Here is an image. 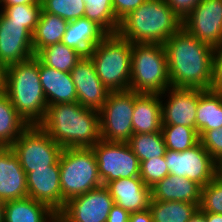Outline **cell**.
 I'll return each mask as SVG.
<instances>
[{
  "label": "cell",
  "instance_id": "cell-1",
  "mask_svg": "<svg viewBox=\"0 0 222 222\" xmlns=\"http://www.w3.org/2000/svg\"><path fill=\"white\" fill-rule=\"evenodd\" d=\"M171 87L211 88L214 48L181 27L165 43Z\"/></svg>",
  "mask_w": 222,
  "mask_h": 222
},
{
  "label": "cell",
  "instance_id": "cell-2",
  "mask_svg": "<svg viewBox=\"0 0 222 222\" xmlns=\"http://www.w3.org/2000/svg\"><path fill=\"white\" fill-rule=\"evenodd\" d=\"M38 126L62 148L92 147L101 140L99 111L78 102L48 105Z\"/></svg>",
  "mask_w": 222,
  "mask_h": 222
},
{
  "label": "cell",
  "instance_id": "cell-3",
  "mask_svg": "<svg viewBox=\"0 0 222 222\" xmlns=\"http://www.w3.org/2000/svg\"><path fill=\"white\" fill-rule=\"evenodd\" d=\"M2 89L29 126L43 120L48 104L40 82L39 60L35 56L5 68Z\"/></svg>",
  "mask_w": 222,
  "mask_h": 222
},
{
  "label": "cell",
  "instance_id": "cell-4",
  "mask_svg": "<svg viewBox=\"0 0 222 222\" xmlns=\"http://www.w3.org/2000/svg\"><path fill=\"white\" fill-rule=\"evenodd\" d=\"M181 27L165 0H146L120 21L117 33L131 43L164 44Z\"/></svg>",
  "mask_w": 222,
  "mask_h": 222
},
{
  "label": "cell",
  "instance_id": "cell-5",
  "mask_svg": "<svg viewBox=\"0 0 222 222\" xmlns=\"http://www.w3.org/2000/svg\"><path fill=\"white\" fill-rule=\"evenodd\" d=\"M132 43L107 34L89 53L101 82L112 91L130 89Z\"/></svg>",
  "mask_w": 222,
  "mask_h": 222
},
{
  "label": "cell",
  "instance_id": "cell-6",
  "mask_svg": "<svg viewBox=\"0 0 222 222\" xmlns=\"http://www.w3.org/2000/svg\"><path fill=\"white\" fill-rule=\"evenodd\" d=\"M171 87L164 44L132 43L130 90L166 94Z\"/></svg>",
  "mask_w": 222,
  "mask_h": 222
},
{
  "label": "cell",
  "instance_id": "cell-7",
  "mask_svg": "<svg viewBox=\"0 0 222 222\" xmlns=\"http://www.w3.org/2000/svg\"><path fill=\"white\" fill-rule=\"evenodd\" d=\"M59 167L62 209L68 200L103 185L92 147L63 148Z\"/></svg>",
  "mask_w": 222,
  "mask_h": 222
},
{
  "label": "cell",
  "instance_id": "cell-8",
  "mask_svg": "<svg viewBox=\"0 0 222 222\" xmlns=\"http://www.w3.org/2000/svg\"><path fill=\"white\" fill-rule=\"evenodd\" d=\"M134 90L112 91L99 110L101 140L127 143L133 135Z\"/></svg>",
  "mask_w": 222,
  "mask_h": 222
},
{
  "label": "cell",
  "instance_id": "cell-9",
  "mask_svg": "<svg viewBox=\"0 0 222 222\" xmlns=\"http://www.w3.org/2000/svg\"><path fill=\"white\" fill-rule=\"evenodd\" d=\"M10 147L26 174L55 164L63 150L38 125L29 126Z\"/></svg>",
  "mask_w": 222,
  "mask_h": 222
},
{
  "label": "cell",
  "instance_id": "cell-10",
  "mask_svg": "<svg viewBox=\"0 0 222 222\" xmlns=\"http://www.w3.org/2000/svg\"><path fill=\"white\" fill-rule=\"evenodd\" d=\"M103 185L129 177H140V161L128 143L100 140L92 146Z\"/></svg>",
  "mask_w": 222,
  "mask_h": 222
},
{
  "label": "cell",
  "instance_id": "cell-11",
  "mask_svg": "<svg viewBox=\"0 0 222 222\" xmlns=\"http://www.w3.org/2000/svg\"><path fill=\"white\" fill-rule=\"evenodd\" d=\"M164 158L169 174L185 177L202 188L217 176V162L200 141L185 151L166 150Z\"/></svg>",
  "mask_w": 222,
  "mask_h": 222
},
{
  "label": "cell",
  "instance_id": "cell-12",
  "mask_svg": "<svg viewBox=\"0 0 222 222\" xmlns=\"http://www.w3.org/2000/svg\"><path fill=\"white\" fill-rule=\"evenodd\" d=\"M182 27L215 48L222 43V0H201L182 20Z\"/></svg>",
  "mask_w": 222,
  "mask_h": 222
},
{
  "label": "cell",
  "instance_id": "cell-13",
  "mask_svg": "<svg viewBox=\"0 0 222 222\" xmlns=\"http://www.w3.org/2000/svg\"><path fill=\"white\" fill-rule=\"evenodd\" d=\"M33 56L32 33L22 24L12 23L0 11V67L4 70Z\"/></svg>",
  "mask_w": 222,
  "mask_h": 222
},
{
  "label": "cell",
  "instance_id": "cell-14",
  "mask_svg": "<svg viewBox=\"0 0 222 222\" xmlns=\"http://www.w3.org/2000/svg\"><path fill=\"white\" fill-rule=\"evenodd\" d=\"M114 200L102 185L68 200L62 211L75 222H106Z\"/></svg>",
  "mask_w": 222,
  "mask_h": 222
},
{
  "label": "cell",
  "instance_id": "cell-15",
  "mask_svg": "<svg viewBox=\"0 0 222 222\" xmlns=\"http://www.w3.org/2000/svg\"><path fill=\"white\" fill-rule=\"evenodd\" d=\"M74 82L77 102L83 107L100 110L110 91L99 79L89 56H83L70 71Z\"/></svg>",
  "mask_w": 222,
  "mask_h": 222
},
{
  "label": "cell",
  "instance_id": "cell-16",
  "mask_svg": "<svg viewBox=\"0 0 222 222\" xmlns=\"http://www.w3.org/2000/svg\"><path fill=\"white\" fill-rule=\"evenodd\" d=\"M203 91L197 88L169 87L165 91L170 94L169 100L167 104H161L162 125H183L196 130L198 99Z\"/></svg>",
  "mask_w": 222,
  "mask_h": 222
},
{
  "label": "cell",
  "instance_id": "cell-17",
  "mask_svg": "<svg viewBox=\"0 0 222 222\" xmlns=\"http://www.w3.org/2000/svg\"><path fill=\"white\" fill-rule=\"evenodd\" d=\"M28 197L44 203L53 211L62 210L59 160L48 168L26 174Z\"/></svg>",
  "mask_w": 222,
  "mask_h": 222
},
{
  "label": "cell",
  "instance_id": "cell-18",
  "mask_svg": "<svg viewBox=\"0 0 222 222\" xmlns=\"http://www.w3.org/2000/svg\"><path fill=\"white\" fill-rule=\"evenodd\" d=\"M28 197L26 173L11 147H0V199L4 202Z\"/></svg>",
  "mask_w": 222,
  "mask_h": 222
},
{
  "label": "cell",
  "instance_id": "cell-19",
  "mask_svg": "<svg viewBox=\"0 0 222 222\" xmlns=\"http://www.w3.org/2000/svg\"><path fill=\"white\" fill-rule=\"evenodd\" d=\"M106 187L110 191L114 204L129 213L149 208L151 188L146 186L140 177L116 179L109 182Z\"/></svg>",
  "mask_w": 222,
  "mask_h": 222
},
{
  "label": "cell",
  "instance_id": "cell-20",
  "mask_svg": "<svg viewBox=\"0 0 222 222\" xmlns=\"http://www.w3.org/2000/svg\"><path fill=\"white\" fill-rule=\"evenodd\" d=\"M39 75L48 105L77 102V93L69 72H62L39 61Z\"/></svg>",
  "mask_w": 222,
  "mask_h": 222
},
{
  "label": "cell",
  "instance_id": "cell-21",
  "mask_svg": "<svg viewBox=\"0 0 222 222\" xmlns=\"http://www.w3.org/2000/svg\"><path fill=\"white\" fill-rule=\"evenodd\" d=\"M163 94H134L133 134L161 132Z\"/></svg>",
  "mask_w": 222,
  "mask_h": 222
},
{
  "label": "cell",
  "instance_id": "cell-22",
  "mask_svg": "<svg viewBox=\"0 0 222 222\" xmlns=\"http://www.w3.org/2000/svg\"><path fill=\"white\" fill-rule=\"evenodd\" d=\"M202 187L185 177L169 174L151 187V199L200 204Z\"/></svg>",
  "mask_w": 222,
  "mask_h": 222
},
{
  "label": "cell",
  "instance_id": "cell-23",
  "mask_svg": "<svg viewBox=\"0 0 222 222\" xmlns=\"http://www.w3.org/2000/svg\"><path fill=\"white\" fill-rule=\"evenodd\" d=\"M106 35L107 33L100 26L82 17L68 23L62 43L77 50L83 56H88Z\"/></svg>",
  "mask_w": 222,
  "mask_h": 222
},
{
  "label": "cell",
  "instance_id": "cell-24",
  "mask_svg": "<svg viewBox=\"0 0 222 222\" xmlns=\"http://www.w3.org/2000/svg\"><path fill=\"white\" fill-rule=\"evenodd\" d=\"M53 210L31 197L5 202L4 222H49Z\"/></svg>",
  "mask_w": 222,
  "mask_h": 222
},
{
  "label": "cell",
  "instance_id": "cell-25",
  "mask_svg": "<svg viewBox=\"0 0 222 222\" xmlns=\"http://www.w3.org/2000/svg\"><path fill=\"white\" fill-rule=\"evenodd\" d=\"M28 127L5 91L0 89V147H10Z\"/></svg>",
  "mask_w": 222,
  "mask_h": 222
},
{
  "label": "cell",
  "instance_id": "cell-26",
  "mask_svg": "<svg viewBox=\"0 0 222 222\" xmlns=\"http://www.w3.org/2000/svg\"><path fill=\"white\" fill-rule=\"evenodd\" d=\"M68 23L57 15L41 10L38 24L32 34L34 54L48 45L62 42Z\"/></svg>",
  "mask_w": 222,
  "mask_h": 222
},
{
  "label": "cell",
  "instance_id": "cell-27",
  "mask_svg": "<svg viewBox=\"0 0 222 222\" xmlns=\"http://www.w3.org/2000/svg\"><path fill=\"white\" fill-rule=\"evenodd\" d=\"M222 127V93L204 90L198 99L196 131L218 129Z\"/></svg>",
  "mask_w": 222,
  "mask_h": 222
},
{
  "label": "cell",
  "instance_id": "cell-28",
  "mask_svg": "<svg viewBox=\"0 0 222 222\" xmlns=\"http://www.w3.org/2000/svg\"><path fill=\"white\" fill-rule=\"evenodd\" d=\"M200 204L182 201L150 200L152 222H188Z\"/></svg>",
  "mask_w": 222,
  "mask_h": 222
},
{
  "label": "cell",
  "instance_id": "cell-29",
  "mask_svg": "<svg viewBox=\"0 0 222 222\" xmlns=\"http://www.w3.org/2000/svg\"><path fill=\"white\" fill-rule=\"evenodd\" d=\"M35 57L46 66L70 73L83 55L60 42L40 49Z\"/></svg>",
  "mask_w": 222,
  "mask_h": 222
},
{
  "label": "cell",
  "instance_id": "cell-30",
  "mask_svg": "<svg viewBox=\"0 0 222 222\" xmlns=\"http://www.w3.org/2000/svg\"><path fill=\"white\" fill-rule=\"evenodd\" d=\"M127 143L140 162L165 156L167 150L162 132L133 134Z\"/></svg>",
  "mask_w": 222,
  "mask_h": 222
},
{
  "label": "cell",
  "instance_id": "cell-31",
  "mask_svg": "<svg viewBox=\"0 0 222 222\" xmlns=\"http://www.w3.org/2000/svg\"><path fill=\"white\" fill-rule=\"evenodd\" d=\"M84 17L100 26L107 34H116L120 21L115 17L112 0H84Z\"/></svg>",
  "mask_w": 222,
  "mask_h": 222
},
{
  "label": "cell",
  "instance_id": "cell-32",
  "mask_svg": "<svg viewBox=\"0 0 222 222\" xmlns=\"http://www.w3.org/2000/svg\"><path fill=\"white\" fill-rule=\"evenodd\" d=\"M161 132L167 150L185 151L200 141L195 129L183 125H162Z\"/></svg>",
  "mask_w": 222,
  "mask_h": 222
},
{
  "label": "cell",
  "instance_id": "cell-33",
  "mask_svg": "<svg viewBox=\"0 0 222 222\" xmlns=\"http://www.w3.org/2000/svg\"><path fill=\"white\" fill-rule=\"evenodd\" d=\"M1 12L12 22L22 24L32 34L38 24L42 4L3 6Z\"/></svg>",
  "mask_w": 222,
  "mask_h": 222
},
{
  "label": "cell",
  "instance_id": "cell-34",
  "mask_svg": "<svg viewBox=\"0 0 222 222\" xmlns=\"http://www.w3.org/2000/svg\"><path fill=\"white\" fill-rule=\"evenodd\" d=\"M42 10L57 15L66 21L84 17L86 3L84 0H40Z\"/></svg>",
  "mask_w": 222,
  "mask_h": 222
},
{
  "label": "cell",
  "instance_id": "cell-35",
  "mask_svg": "<svg viewBox=\"0 0 222 222\" xmlns=\"http://www.w3.org/2000/svg\"><path fill=\"white\" fill-rule=\"evenodd\" d=\"M199 209L205 213L222 214V178L216 176L201 189Z\"/></svg>",
  "mask_w": 222,
  "mask_h": 222
},
{
  "label": "cell",
  "instance_id": "cell-36",
  "mask_svg": "<svg viewBox=\"0 0 222 222\" xmlns=\"http://www.w3.org/2000/svg\"><path fill=\"white\" fill-rule=\"evenodd\" d=\"M168 175L164 156L140 162V178L150 188Z\"/></svg>",
  "mask_w": 222,
  "mask_h": 222
},
{
  "label": "cell",
  "instance_id": "cell-37",
  "mask_svg": "<svg viewBox=\"0 0 222 222\" xmlns=\"http://www.w3.org/2000/svg\"><path fill=\"white\" fill-rule=\"evenodd\" d=\"M199 137L200 143L216 162L222 158V127L202 131Z\"/></svg>",
  "mask_w": 222,
  "mask_h": 222
},
{
  "label": "cell",
  "instance_id": "cell-38",
  "mask_svg": "<svg viewBox=\"0 0 222 222\" xmlns=\"http://www.w3.org/2000/svg\"><path fill=\"white\" fill-rule=\"evenodd\" d=\"M212 91L222 93V43L214 48Z\"/></svg>",
  "mask_w": 222,
  "mask_h": 222
},
{
  "label": "cell",
  "instance_id": "cell-39",
  "mask_svg": "<svg viewBox=\"0 0 222 222\" xmlns=\"http://www.w3.org/2000/svg\"><path fill=\"white\" fill-rule=\"evenodd\" d=\"M146 0H112L115 17L121 21L131 11L137 9Z\"/></svg>",
  "mask_w": 222,
  "mask_h": 222
},
{
  "label": "cell",
  "instance_id": "cell-40",
  "mask_svg": "<svg viewBox=\"0 0 222 222\" xmlns=\"http://www.w3.org/2000/svg\"><path fill=\"white\" fill-rule=\"evenodd\" d=\"M175 14L183 20L201 0H165Z\"/></svg>",
  "mask_w": 222,
  "mask_h": 222
},
{
  "label": "cell",
  "instance_id": "cell-41",
  "mask_svg": "<svg viewBox=\"0 0 222 222\" xmlns=\"http://www.w3.org/2000/svg\"><path fill=\"white\" fill-rule=\"evenodd\" d=\"M130 213L123 209L122 207L114 204L111 207L110 213L108 215L106 222H129Z\"/></svg>",
  "mask_w": 222,
  "mask_h": 222
},
{
  "label": "cell",
  "instance_id": "cell-42",
  "mask_svg": "<svg viewBox=\"0 0 222 222\" xmlns=\"http://www.w3.org/2000/svg\"><path fill=\"white\" fill-rule=\"evenodd\" d=\"M129 222H152L149 208L143 211L130 213Z\"/></svg>",
  "mask_w": 222,
  "mask_h": 222
},
{
  "label": "cell",
  "instance_id": "cell-43",
  "mask_svg": "<svg viewBox=\"0 0 222 222\" xmlns=\"http://www.w3.org/2000/svg\"><path fill=\"white\" fill-rule=\"evenodd\" d=\"M49 222H75L68 217L62 210H54Z\"/></svg>",
  "mask_w": 222,
  "mask_h": 222
},
{
  "label": "cell",
  "instance_id": "cell-44",
  "mask_svg": "<svg viewBox=\"0 0 222 222\" xmlns=\"http://www.w3.org/2000/svg\"><path fill=\"white\" fill-rule=\"evenodd\" d=\"M0 4L3 6H14L23 4H41L40 0H0Z\"/></svg>",
  "mask_w": 222,
  "mask_h": 222
},
{
  "label": "cell",
  "instance_id": "cell-45",
  "mask_svg": "<svg viewBox=\"0 0 222 222\" xmlns=\"http://www.w3.org/2000/svg\"><path fill=\"white\" fill-rule=\"evenodd\" d=\"M188 222H206L205 212L198 209Z\"/></svg>",
  "mask_w": 222,
  "mask_h": 222
},
{
  "label": "cell",
  "instance_id": "cell-46",
  "mask_svg": "<svg viewBox=\"0 0 222 222\" xmlns=\"http://www.w3.org/2000/svg\"><path fill=\"white\" fill-rule=\"evenodd\" d=\"M206 222H222V214L205 213Z\"/></svg>",
  "mask_w": 222,
  "mask_h": 222
},
{
  "label": "cell",
  "instance_id": "cell-47",
  "mask_svg": "<svg viewBox=\"0 0 222 222\" xmlns=\"http://www.w3.org/2000/svg\"><path fill=\"white\" fill-rule=\"evenodd\" d=\"M5 202L0 199V222H4Z\"/></svg>",
  "mask_w": 222,
  "mask_h": 222
},
{
  "label": "cell",
  "instance_id": "cell-48",
  "mask_svg": "<svg viewBox=\"0 0 222 222\" xmlns=\"http://www.w3.org/2000/svg\"><path fill=\"white\" fill-rule=\"evenodd\" d=\"M217 176L222 178V158L217 161Z\"/></svg>",
  "mask_w": 222,
  "mask_h": 222
},
{
  "label": "cell",
  "instance_id": "cell-49",
  "mask_svg": "<svg viewBox=\"0 0 222 222\" xmlns=\"http://www.w3.org/2000/svg\"><path fill=\"white\" fill-rule=\"evenodd\" d=\"M3 69L0 67V89H2Z\"/></svg>",
  "mask_w": 222,
  "mask_h": 222
}]
</instances>
